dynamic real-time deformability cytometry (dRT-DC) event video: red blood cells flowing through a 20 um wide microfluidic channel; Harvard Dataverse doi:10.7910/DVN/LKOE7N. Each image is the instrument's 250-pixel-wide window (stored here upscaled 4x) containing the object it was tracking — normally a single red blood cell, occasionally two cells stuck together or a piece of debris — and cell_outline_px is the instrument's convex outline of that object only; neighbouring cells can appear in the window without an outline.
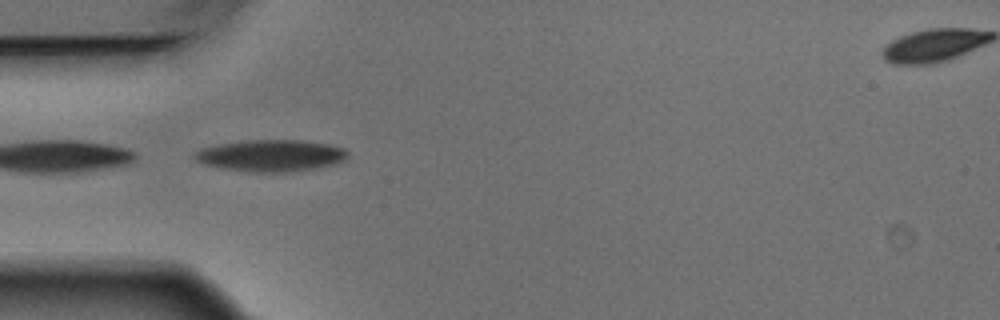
{"species": "Egyptian fruit bat (a non-hibernating species)", "species_latin": "Rousettus aegyptiacus", "temperature_condition": "warm", "stored_images_in_passage": 6, "camera_frame_rate_fps": 3000, "um_per_image_px": 0.085, "animal": {"sex": "male"}, "frame": {"image": 1, "passage_image": 5, "time_ms": 1.333, "image_size_px": [1000, 320], "cell_outline_px": [[348, 156], [344, 160], [336, 164], [316, 168], [288, 172], [248, 172], [220, 168], [204, 164], [196, 160], [192, 156], [200, 148], [220, 144], [248, 140], [300, 140], [328, 144], [344, 148], [348, 152]], "centroid_in_image_um": [23.03, 13.23], "position_along_channel_um": 62.0, "area_um2": 28.38}}